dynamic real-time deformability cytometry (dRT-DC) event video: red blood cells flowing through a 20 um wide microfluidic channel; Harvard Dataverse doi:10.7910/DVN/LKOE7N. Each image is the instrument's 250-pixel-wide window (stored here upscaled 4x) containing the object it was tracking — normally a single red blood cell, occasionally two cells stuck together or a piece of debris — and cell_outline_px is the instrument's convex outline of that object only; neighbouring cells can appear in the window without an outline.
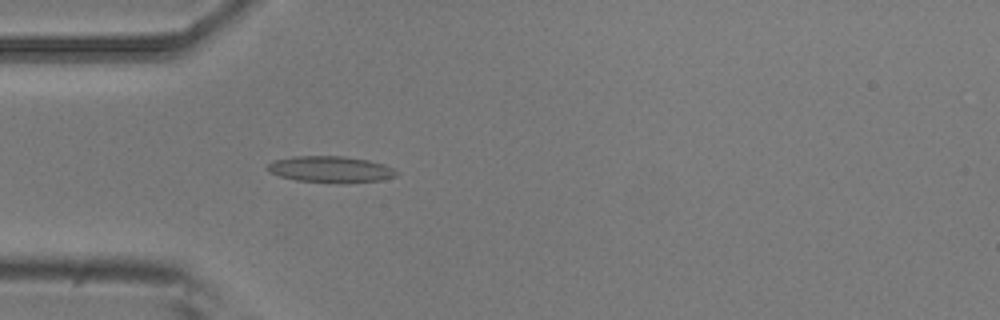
{"species": "common noctule bat (a hibernating species)", "species_latin": "Nyctalus noctula", "temperature_condition": "room temperature", "stored_images_in_passage": 2, "camera_frame_rate_fps": 3000, "um_per_image_px": 0.085, "animal": {"sex": "male", "body_mass_g": 20.5, "forearm_length_mm": 52.5}, "frame": {"image": 1, "passage_image": 2, "time_ms": 0.333, "image_size_px": [1000, 320], "cell_outline_px": [[400, 172], [396, 176], [380, 180], [348, 184], [336, 184], [296, 180], [280, 176], [268, 172], [264, 168], [272, 160], [292, 156], [344, 156], [368, 160], [384, 164]], "centroid_in_image_um": [28.08, 14.41], "position_along_channel_um": 56.9, "area_um2": 20.35}}